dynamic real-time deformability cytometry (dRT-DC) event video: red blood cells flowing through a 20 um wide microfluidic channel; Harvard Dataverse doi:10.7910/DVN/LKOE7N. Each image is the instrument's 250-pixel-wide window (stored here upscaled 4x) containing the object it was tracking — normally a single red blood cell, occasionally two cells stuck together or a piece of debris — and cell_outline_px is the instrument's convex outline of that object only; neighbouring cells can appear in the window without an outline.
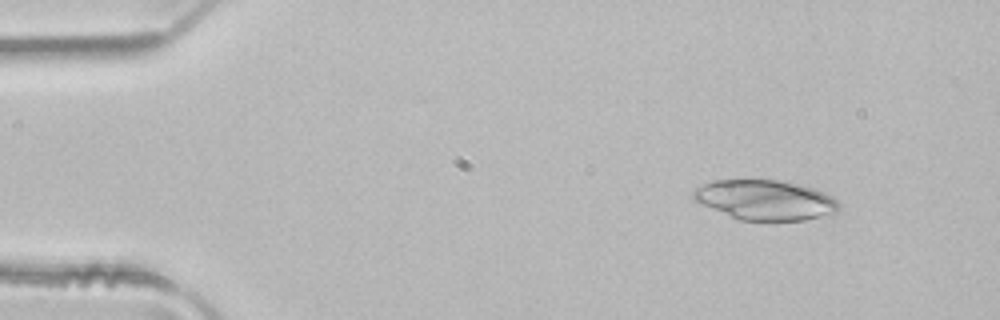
{"species": "common noctule bat (a hibernating species)", "species_latin": "Nyctalus noctula", "temperature_condition": "room temperature", "stored_images_in_passage": 3, "camera_frame_rate_fps": 3000, "um_per_image_px": 0.085, "animal": {"sex": "male", "body_mass_g": 21.5, "forearm_length_mm": 52.0}, "frame": {"image": 1, "passage_image": 1, "time_ms": 0.0, "image_size_px": [1000, 320], "cell_outline_px": [[840, 208], [832, 216], [804, 220], [768, 224], [740, 220], [692, 200], [692, 188], [712, 180], [780, 180], [800, 184], [816, 188], [832, 196], [840, 204]], "centroid_in_image_um": [65.08, 17.04], "position_along_channel_um": 19.9, "area_um2": 35.26}}